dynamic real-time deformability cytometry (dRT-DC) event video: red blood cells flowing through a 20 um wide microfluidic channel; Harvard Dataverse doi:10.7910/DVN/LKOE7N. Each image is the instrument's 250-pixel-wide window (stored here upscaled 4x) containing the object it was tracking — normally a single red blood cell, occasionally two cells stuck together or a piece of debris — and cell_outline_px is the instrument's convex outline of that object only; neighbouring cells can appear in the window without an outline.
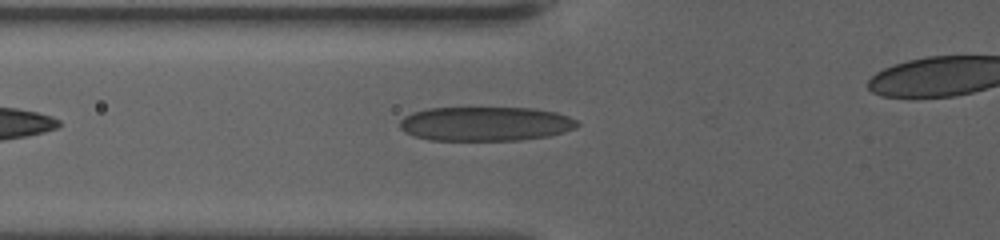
{"species": "human", "species_latin": "Homo sapiens", "temperature_condition": "warm", "stored_images_in_passage": 32, "camera_frame_rate_fps": 3000, "um_per_image_px": 0.085, "donor": {"sex": "female"}, "frame": {"image": 1, "passage_image": 2, "time_ms": 0.333, "image_size_px": [1000, 240], "cell_outline_px": [[580, 124], [576, 128], [564, 132], [548, 136], [520, 140], [432, 140], [416, 136], [404, 132], [400, 128], [400, 120], [404, 116], [412, 112], [428, 108], [536, 108], [556, 112], [568, 116], [576, 120]], "centroid_in_image_um": [41.28, 10.52], "position_along_channel_um": 84.5, "area_um2": 35.55}}
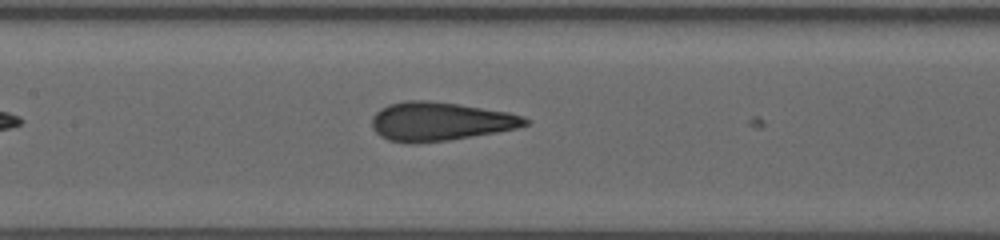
{"frame": {"image": 2, "passage_image": 9, "time_ms": 2.667, "image_size_px": [1000, 240], "cell_outline_px": [[532, 120], [528, 124], [516, 128], [496, 132], [448, 140], [412, 144], [388, 140], [380, 136], [372, 128], [372, 116], [380, 108], [388, 104], [404, 100], [428, 100], [460, 104], [508, 112], [524, 116]], "centroid_in_image_um": [37.39, 10.31], "position_along_channel_um": 170.0, "area_um2": 34.8}}
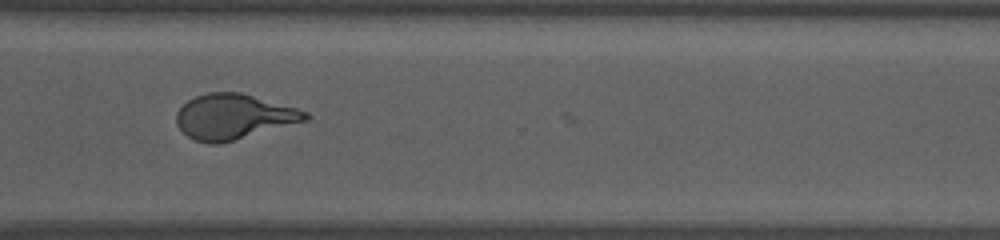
{"frame": {"image": 3, "passage_image": 24, "time_ms": 7.667, "image_size_px": [1000, 240], "cell_outline_px": [[308, 120], [220, 144], [208, 144], [196, 140], [188, 136], [176, 124], [176, 112], [188, 100], [196, 96], [208, 92], [240, 92], [296, 108], [308, 112]], "centroid_in_image_um": [19.84, 9.92], "position_along_channel_um": 350.8, "area_um2": 33.7}}